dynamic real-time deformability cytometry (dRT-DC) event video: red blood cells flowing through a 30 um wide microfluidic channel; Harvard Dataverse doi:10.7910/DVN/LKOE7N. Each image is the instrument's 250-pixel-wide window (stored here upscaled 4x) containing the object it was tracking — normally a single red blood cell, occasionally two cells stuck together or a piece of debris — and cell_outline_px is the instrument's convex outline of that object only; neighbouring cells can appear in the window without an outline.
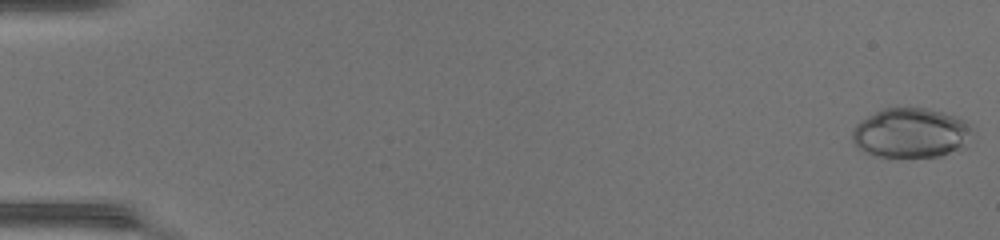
{"species": "common noctule bat (a hibernating species)", "species_latin": "Nyctalus noctula", "temperature_condition": "warm", "stored_images_in_passage": 49, "camera_frame_rate_fps": 3000, "um_per_image_px": 0.085, "animal": {"sex": "female", "body_mass_g": 17.0, "forearm_length_mm": 48.0}, "frame": {"image": 1, "passage_image": 1, "time_ms": 0.0, "image_size_px": [1000, 240], "cell_outline_px": [[972, 132], [964, 148], [940, 156], [876, 156], [864, 152], [852, 140], [852, 132], [856, 124], [868, 116], [884, 108], [924, 108], [944, 112], [964, 120], [972, 128]], "centroid_in_image_um": [77.44, 11.3], "position_along_channel_um": 7.6, "area_um2": 34.51}}
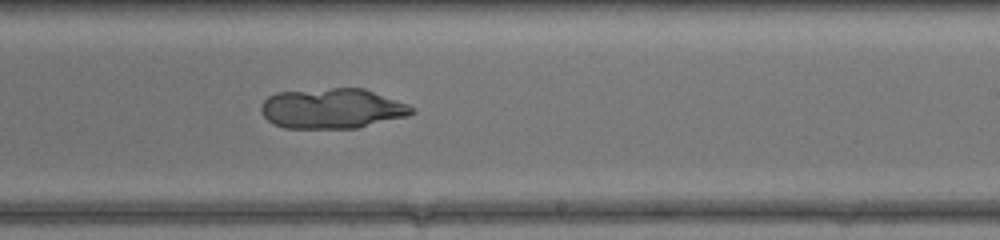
{"frame": {"image": 2, "passage_image": 31, "time_ms": 10.0, "image_size_px": [1000, 240], "cell_outline_px": [[416, 112], [408, 116], [356, 128], [284, 128], [272, 124], [264, 116], [260, 108], [260, 104], [268, 96], [276, 92], [332, 88], [364, 88], [408, 104], [416, 108]], "centroid_in_image_um": [28.23, 9.22], "position_along_channel_um": 260.8, "area_um2": 35.49}}
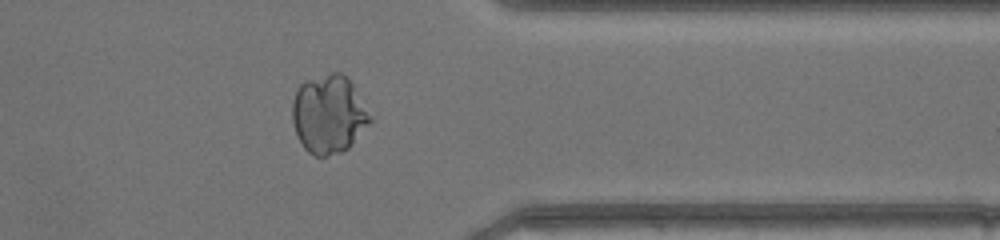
{"frame": {"image": 3, "passage_image": 40, "time_ms": 13.0, "image_size_px": [1000, 240], "cell_outline_px": [[376, 116], [352, 144], [348, 148], [340, 152], [328, 156], [316, 156], [308, 152], [304, 148], [296, 132], [292, 120], [292, 100], [296, 88], [300, 84], [308, 80], [332, 72], [340, 72], [352, 84]], "centroid_in_image_um": [27.98, 9.71], "position_along_channel_um": 383.4, "area_um2": 35.89}}